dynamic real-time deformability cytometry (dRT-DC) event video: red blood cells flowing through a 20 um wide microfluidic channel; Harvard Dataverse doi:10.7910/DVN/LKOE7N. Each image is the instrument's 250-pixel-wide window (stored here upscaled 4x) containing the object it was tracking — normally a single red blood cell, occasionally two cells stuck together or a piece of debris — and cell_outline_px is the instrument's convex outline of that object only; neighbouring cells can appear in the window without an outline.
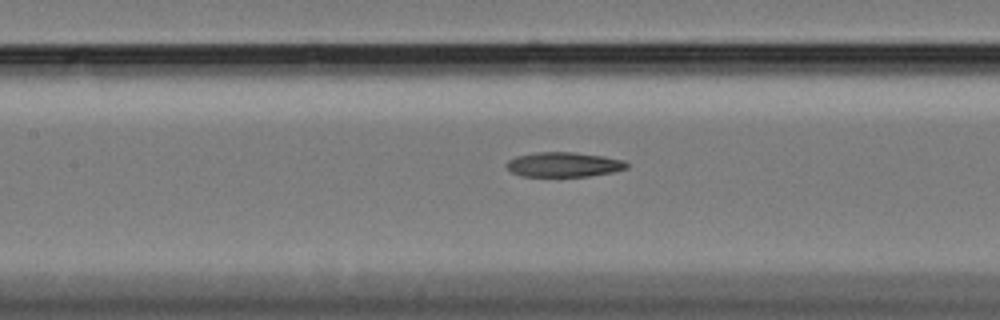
{"species": "Egyptian fruit bat (a non-hibernating species)", "species_latin": "Rousettus aegyptiacus", "temperature_condition": "cold", "stored_images_in_passage": 59, "camera_frame_rate_fps": 3000, "um_per_image_px": 0.085, "animal": {"sex": "female"}, "frame": {"image": 1, "passage_image": 27, "time_ms": 8.667, "image_size_px": [1000, 320], "cell_outline_px": [[628, 168], [612, 172], [588, 176], [520, 176], [512, 172], [504, 164], [508, 160], [516, 156], [536, 152], [576, 152], [604, 156], [624, 160], [628, 164]], "centroid_in_image_um": [47.91, 13.98], "position_along_channel_um": 159.5, "area_um2": 17.4}}
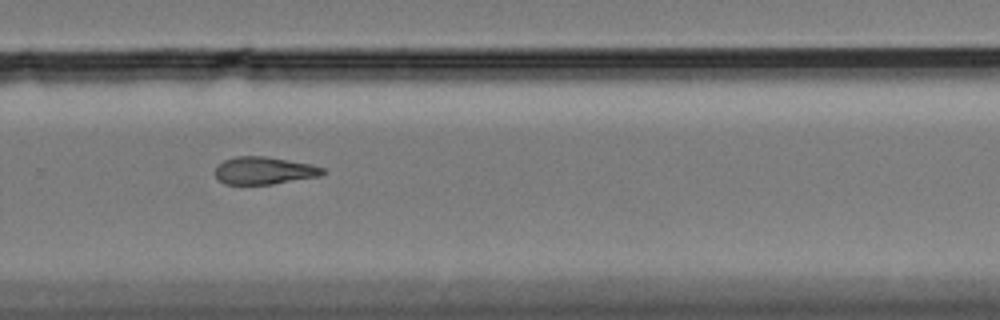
{"frame": {"image": 2, "passage_image": 40, "time_ms": 13.0, "image_size_px": [1000, 320], "cell_outline_px": [[324, 172], [320, 176], [272, 184], [224, 184], [216, 176], [216, 168], [224, 160], [236, 156], [264, 156], [312, 164], [324, 168]], "centroid_in_image_um": [22.46, 14.5], "position_along_channel_um": 307.3, "area_um2": 17.05}}
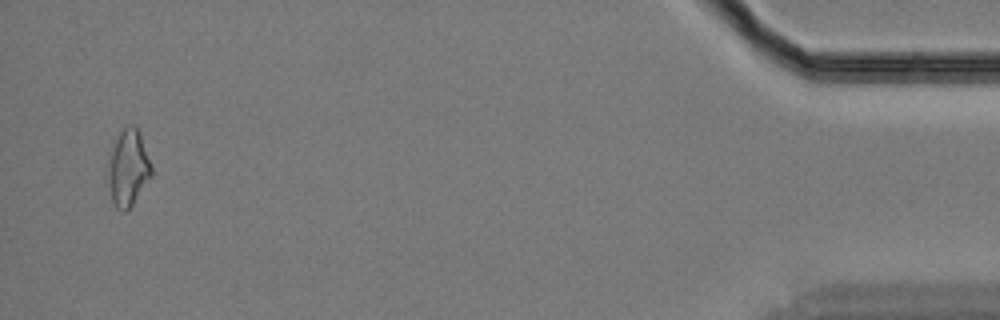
{"frame": {"image": 3, "passage_image": 57, "time_ms": 18.667, "image_size_px": [1000, 320], "cell_outline_px": [[152, 176], [132, 204], [124, 212], [120, 212], [112, 204], [104, 176], [108, 152], [120, 132], [128, 124], [132, 124], [136, 128], [140, 136], [152, 168]], "centroid_in_image_um": [10.79, 14.33], "position_along_channel_um": 424.4, "area_um2": 19.94}, "authors_computed_cell_mechanics": {"area_um2": 18.207, "velocity_mm_per_s": 3.4303, "shape_relaxation_time_tau1_ms": 8.533, "shape_relaxation_time_tau2_ms": null, "deformation_change_tau1": 0.1826, "deformation_change_tau2": null}}